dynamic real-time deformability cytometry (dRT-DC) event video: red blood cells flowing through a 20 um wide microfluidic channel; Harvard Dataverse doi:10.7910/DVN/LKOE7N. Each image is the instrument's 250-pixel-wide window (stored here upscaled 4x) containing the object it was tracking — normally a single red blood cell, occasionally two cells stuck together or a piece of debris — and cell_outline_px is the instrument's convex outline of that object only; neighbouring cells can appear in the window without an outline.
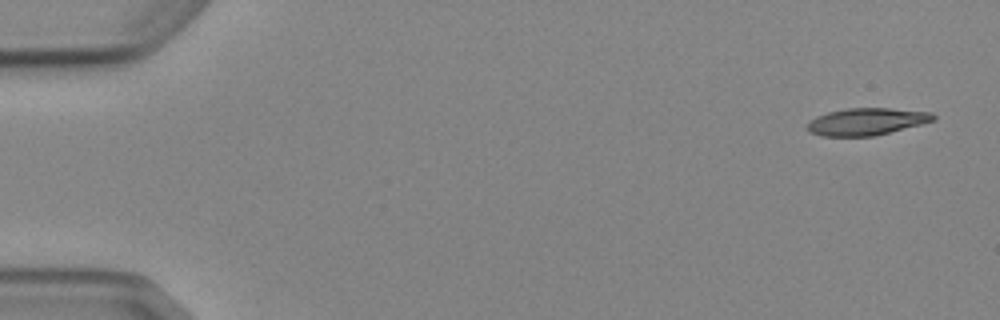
{"species": "Egyptian fruit bat (a non-hibernating species)", "species_latin": "Rousettus aegyptiacus", "temperature_condition": "cold", "stored_images_in_passage": 6, "camera_frame_rate_fps": 3000, "um_per_image_px": 0.085, "animal": {"sex": "female"}, "frame": {"image": 1, "passage_image": 1, "time_ms": 0.0, "image_size_px": [1000, 320], "cell_outline_px": [[936, 120], [876, 136], [820, 136], [808, 132], [808, 124], [816, 116], [828, 112], [848, 108], [888, 108], [932, 112], [936, 116]], "centroid_in_image_um": [73.68, 10.34], "position_along_channel_um": 11.3, "area_um2": 19.94}}
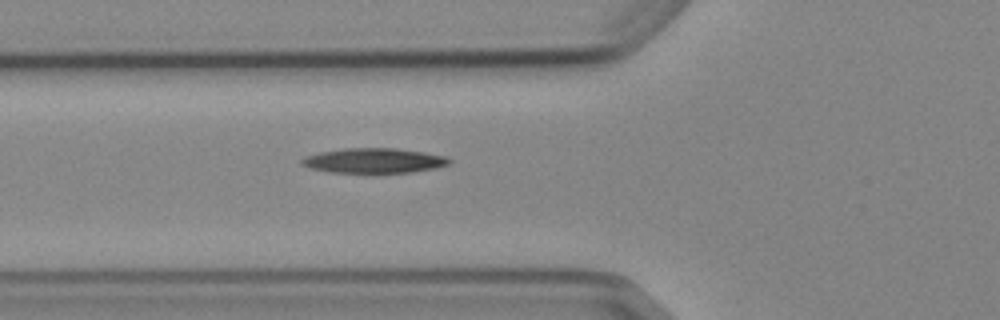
{"frame": {"image": 2, "passage_image": 6, "time_ms": 5.667, "image_size_px": [1000, 320], "cell_outline_px": [[452, 160], [448, 164], [436, 168], [412, 172], [328, 172], [312, 168], [300, 164], [300, 160], [304, 156], [320, 152], [344, 148], [396, 148], [424, 152], [444, 156]], "centroid_in_image_um": [31.76, 13.64], "position_along_channel_um": 94.0, "area_um2": 21.27}}